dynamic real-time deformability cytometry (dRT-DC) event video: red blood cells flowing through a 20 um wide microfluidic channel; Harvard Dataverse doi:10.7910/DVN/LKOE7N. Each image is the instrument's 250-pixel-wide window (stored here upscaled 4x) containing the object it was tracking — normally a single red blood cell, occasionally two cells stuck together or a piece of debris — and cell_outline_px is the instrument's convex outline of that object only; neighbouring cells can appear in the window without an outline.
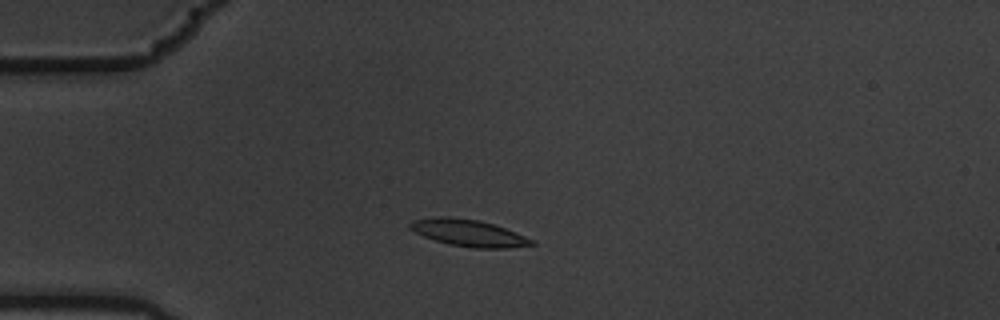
{"species": "common noctule bat (a hibernating species)", "species_latin": "Nyctalus noctula", "temperature_condition": "warm", "stored_images_in_passage": 7, "camera_frame_rate_fps": 3000, "um_per_image_px": 0.085, "animal": {"sex": "male", "body_mass_g": 19.5, "forearm_length_mm": 54.6}, "frame": {"image": 1, "passage_image": 3, "time_ms": 0.667, "image_size_px": [1000, 320], "cell_outline_px": [[536, 244], [508, 248], [476, 248], [448, 244], [424, 236], [408, 228], [408, 224], [412, 220], [440, 216], [448, 216], [480, 220], [504, 228], [536, 240]], "centroid_in_image_um": [39.83, 19.79], "position_along_channel_um": 45.2, "area_um2": 18.96}}
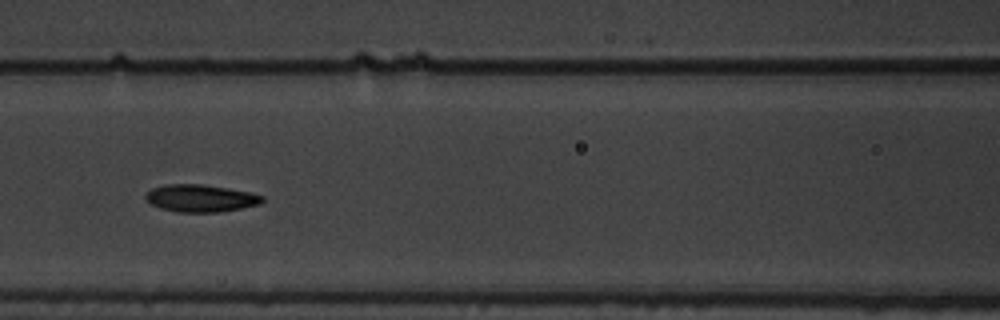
{"frame": {"image": 2, "passage_image": 6, "time_ms": 1.667, "image_size_px": [1000, 320], "cell_outline_px": [[264, 200], [260, 204], [220, 212], [176, 212], [160, 208], [148, 204], [144, 200], [144, 196], [152, 188], [164, 184], [200, 184], [228, 188], [248, 192], [264, 196]], "centroid_in_image_um": [16.99, 16.85], "position_along_channel_um": 149.6, "area_um2": 18.73}}
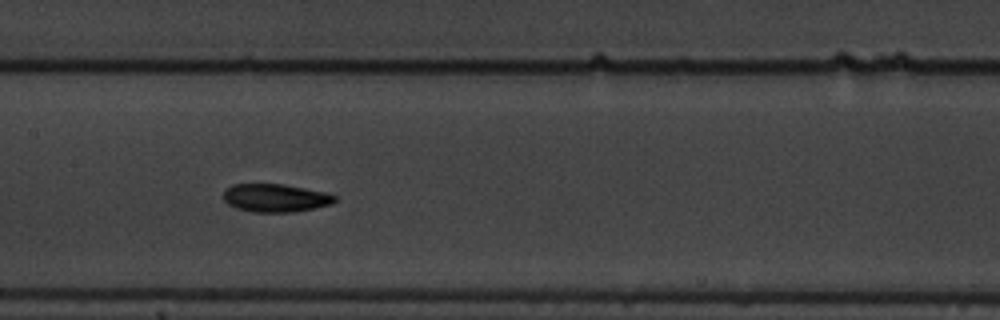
{"frame": {"image": 3, "passage_image": 7, "time_ms": 2.0, "image_size_px": [1000, 320], "cell_outline_px": [[336, 200], [332, 204], [292, 212], [252, 212], [236, 208], [228, 204], [220, 196], [224, 188], [232, 184], [284, 184], [328, 192], [336, 196]], "centroid_in_image_um": [23.36, 16.81], "position_along_channel_um": 184.0, "area_um2": 18.55}}